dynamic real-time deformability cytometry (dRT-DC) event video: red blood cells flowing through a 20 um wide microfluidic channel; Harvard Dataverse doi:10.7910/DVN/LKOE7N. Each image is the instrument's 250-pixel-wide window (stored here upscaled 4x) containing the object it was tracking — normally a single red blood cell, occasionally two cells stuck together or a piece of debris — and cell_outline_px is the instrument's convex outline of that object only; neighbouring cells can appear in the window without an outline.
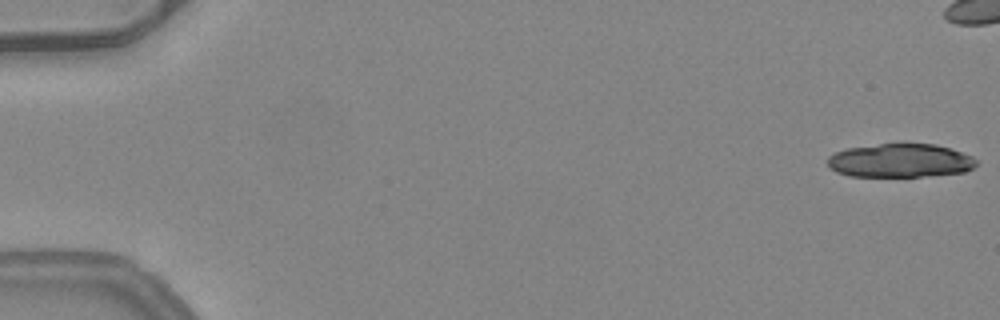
{"species": "common noctule bat (a hibernating species)", "species_latin": "Nyctalus noctula", "temperature_condition": "warm", "stored_images_in_passage": 40, "camera_frame_rate_fps": 3000, "um_per_image_px": 0.085, "animal": {"sex": "female", "body_mass_g": 24.6, "forearm_length_mm": 56.2}, "frame": {"image": 1, "passage_image": 1, "time_ms": 0.0, "image_size_px": [1000, 320], "cell_outline_px": [[976, 164], [972, 168], [964, 172], [920, 176], [848, 176], [836, 172], [828, 164], [828, 156], [836, 152], [848, 148], [880, 144], [936, 144], [972, 156], [976, 160]], "centroid_in_image_um": [76.5, 13.65], "position_along_channel_um": 8.5, "area_um2": 28.78}}